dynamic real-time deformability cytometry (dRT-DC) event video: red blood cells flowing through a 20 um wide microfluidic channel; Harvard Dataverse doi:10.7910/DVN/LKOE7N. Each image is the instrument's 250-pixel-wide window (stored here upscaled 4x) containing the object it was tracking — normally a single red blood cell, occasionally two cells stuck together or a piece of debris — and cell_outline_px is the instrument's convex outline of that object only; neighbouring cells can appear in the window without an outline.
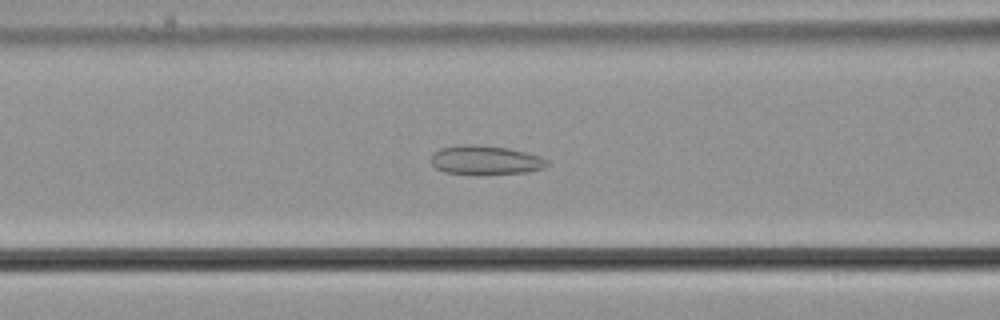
{"species": "common noctule bat (a hibernating species)", "species_latin": "Nyctalus noctula", "temperature_condition": "cold", "stored_images_in_passage": 54, "camera_frame_rate_fps": 3000, "um_per_image_px": 0.085, "animal": {"sex": "male", "body_mass_g": 21.5, "forearm_length_mm": 52.0}, "frame": {"image": 1, "passage_image": 21, "time_ms": 6.667, "image_size_px": [1000, 320], "cell_outline_px": [[548, 164], [544, 168], [528, 172], [444, 172], [436, 168], [432, 164], [432, 156], [440, 148], [460, 144], [476, 144], [508, 148], [524, 152], [548, 160]], "centroid_in_image_um": [41.25, 13.56], "position_along_channel_um": 125.3, "area_um2": 18.79}}
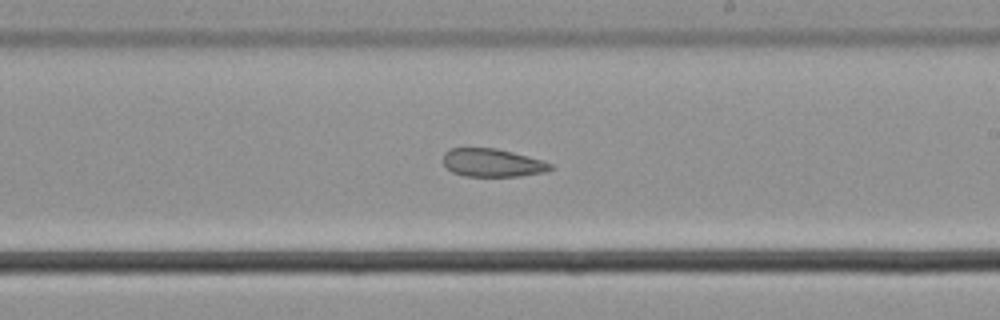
{"frame": {"image": 2, "passage_image": 31, "time_ms": 10.0, "image_size_px": [1000, 320], "cell_outline_px": [[552, 168], [544, 172], [520, 176], [464, 176], [452, 172], [444, 164], [444, 152], [452, 148], [496, 148], [512, 152], [540, 160], [552, 164]], "centroid_in_image_um": [41.82, 13.84], "position_along_channel_um": 247.2, "area_um2": 17.34}}
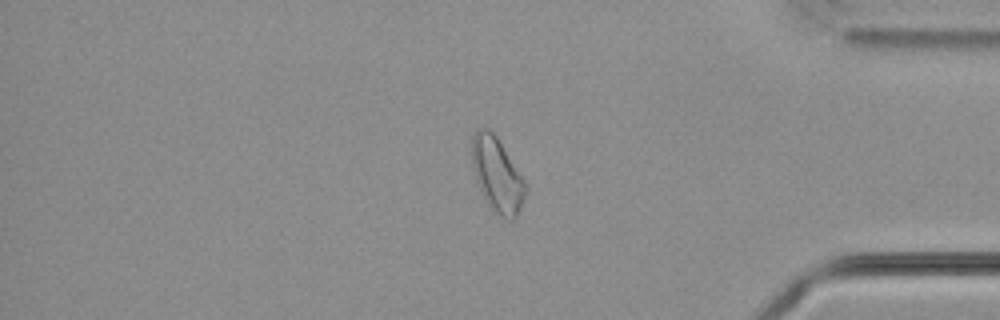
{"frame": {"image": 3, "passage_image": 45, "time_ms": 14.667, "image_size_px": [1000, 320], "cell_outline_px": [[528, 192], [516, 216], [512, 220], [500, 216], [488, 208], [476, 180], [472, 160], [472, 136], [476, 128], [488, 128], [496, 136], [524, 180], [528, 188]], "centroid_in_image_um": [42.25, 14.88], "position_along_channel_um": 392.9, "area_um2": 23.18}}